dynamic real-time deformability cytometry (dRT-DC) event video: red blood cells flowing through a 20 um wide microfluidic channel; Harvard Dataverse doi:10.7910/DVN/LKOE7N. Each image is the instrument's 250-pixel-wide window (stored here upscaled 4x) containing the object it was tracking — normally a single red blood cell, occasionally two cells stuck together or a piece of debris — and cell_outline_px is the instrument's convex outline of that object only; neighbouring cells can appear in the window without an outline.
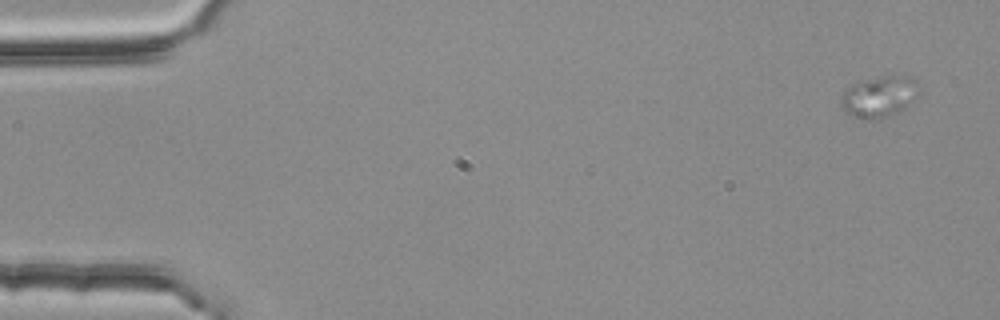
{"species": "common noctule bat (a hibernating species)", "species_latin": "Nyctalus noctula", "temperature_condition": "room temperature", "stored_images_in_passage": 3, "camera_frame_rate_fps": 3000, "um_per_image_px": 0.085, "animal": {"sex": "female", "body_mass_g": 25.1}, "frame": {"image": 1, "passage_image": 1, "time_ms": 0.0, "image_size_px": [1000, 320], "cell_outline_px": [[916, 80], [912, 100], [904, 108], [896, 112], [884, 116], [868, 120], [852, 116], [844, 112], [840, 100], [844, 92], [856, 80], [900, 72]], "centroid_in_image_um": [74.65, 8.15], "position_along_channel_um": 10.3, "area_um2": 18.61}}